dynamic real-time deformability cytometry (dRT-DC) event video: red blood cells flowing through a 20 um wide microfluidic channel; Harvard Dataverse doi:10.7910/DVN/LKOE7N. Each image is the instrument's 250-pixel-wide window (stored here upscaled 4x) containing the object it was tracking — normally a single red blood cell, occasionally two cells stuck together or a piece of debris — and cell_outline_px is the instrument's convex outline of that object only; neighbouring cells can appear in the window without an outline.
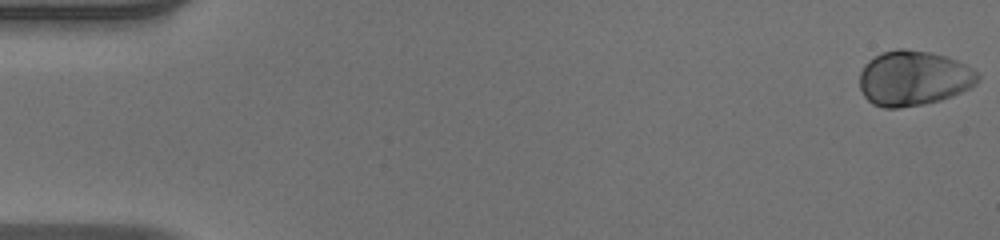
{"species": "human", "species_latin": "Homo sapiens", "temperature_condition": "warm", "stored_images_in_passage": 14, "camera_frame_rate_fps": 3000, "um_per_image_px": 0.085, "donor": {"sex": "male"}, "frame": {"image": 1, "passage_image": 1, "time_ms": 0.0, "image_size_px": [1000, 240], "cell_outline_px": [[980, 76], [976, 84], [952, 96], [940, 100], [924, 104], [900, 108], [884, 108], [872, 104], [864, 96], [860, 88], [860, 72], [864, 64], [868, 60], [884, 52], [896, 48], [904, 48], [932, 52], [956, 60], [972, 68]], "centroid_in_image_um": [77.63, 6.65], "position_along_channel_um": 7.4, "area_um2": 37.97}}